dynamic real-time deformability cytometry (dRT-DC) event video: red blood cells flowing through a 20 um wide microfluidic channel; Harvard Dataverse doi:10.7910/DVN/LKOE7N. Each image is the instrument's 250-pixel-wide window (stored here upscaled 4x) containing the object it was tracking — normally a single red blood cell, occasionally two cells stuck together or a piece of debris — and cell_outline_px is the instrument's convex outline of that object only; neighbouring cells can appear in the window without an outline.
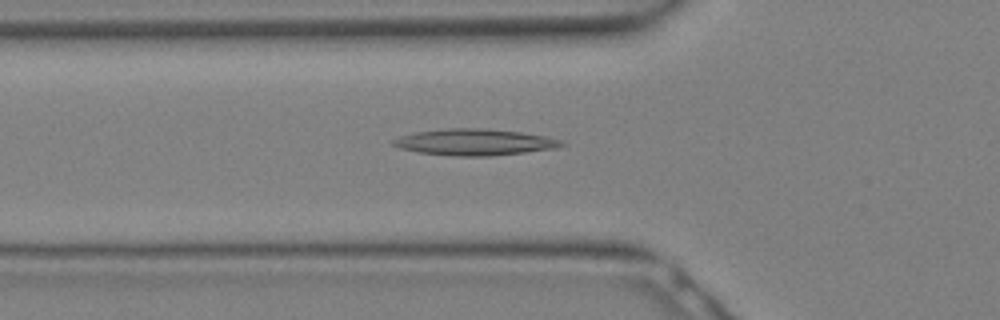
{"species": "Egyptian fruit bat (a non-hibernating species)", "species_latin": "Rousettus aegyptiacus", "temperature_condition": "warm", "stored_images_in_passage": 27, "camera_frame_rate_fps": 3000, "um_per_image_px": 0.085, "animal": {"sex": "female"}, "frame": {"image": 1, "passage_image": 8, "time_ms": 2.333, "image_size_px": [1000, 320], "cell_outline_px": [[568, 144], [556, 148], [524, 152], [488, 156], [452, 156], [420, 152], [400, 148], [392, 144], [392, 140], [400, 136], [412, 132], [444, 128], [484, 128], [520, 132], [544, 136], [564, 140]], "centroid_in_image_um": [40.34, 12.07], "position_along_channel_um": 85.5, "area_um2": 25.95}}
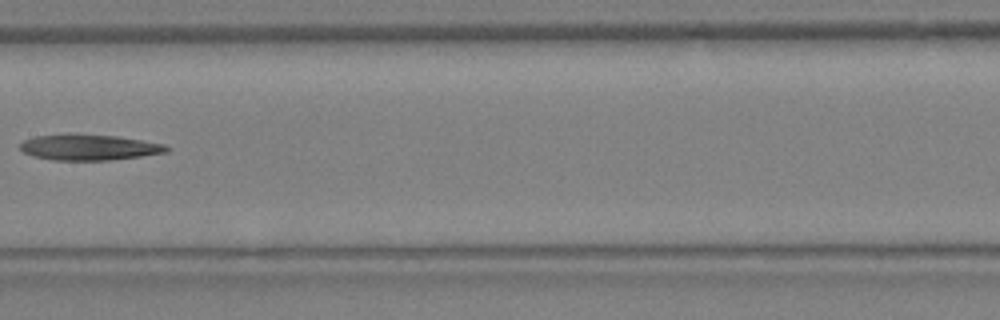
{"frame": {"image": 2, "passage_image": 13, "time_ms": 4.0, "image_size_px": [1000, 320], "cell_outline_px": [[168, 152], [140, 156], [108, 160], [52, 160], [32, 156], [24, 152], [20, 148], [20, 144], [24, 140], [36, 136], [120, 136], [164, 144], [168, 148]], "centroid_in_image_um": [7.59, 12.55], "position_along_channel_um": 199.8, "area_um2": 21.15}}
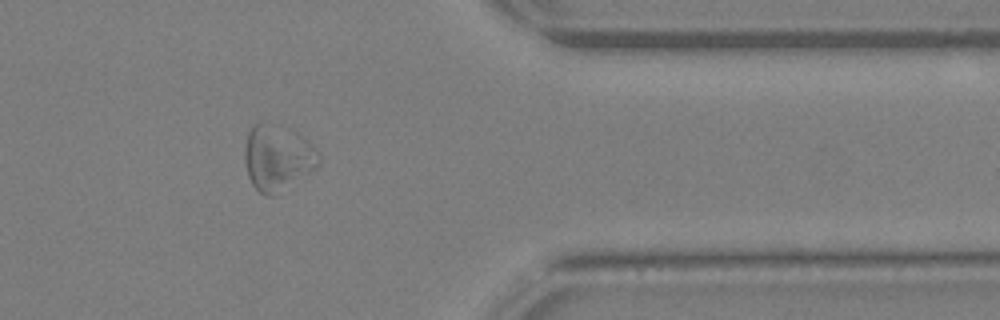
{"frame": {"image": 3, "passage_image": 22, "time_ms": 7.0, "image_size_px": [1000, 320], "cell_outline_px": [[320, 164], [272, 196], [268, 196], [260, 192], [252, 184], [248, 176], [244, 160], [244, 148], [248, 132], [256, 124], [260, 124], [288, 128], [296, 132], [308, 140], [316, 148], [320, 156]], "centroid_in_image_um": [23.58, 13.4], "position_along_channel_um": 387.8, "area_um2": 27.69}}